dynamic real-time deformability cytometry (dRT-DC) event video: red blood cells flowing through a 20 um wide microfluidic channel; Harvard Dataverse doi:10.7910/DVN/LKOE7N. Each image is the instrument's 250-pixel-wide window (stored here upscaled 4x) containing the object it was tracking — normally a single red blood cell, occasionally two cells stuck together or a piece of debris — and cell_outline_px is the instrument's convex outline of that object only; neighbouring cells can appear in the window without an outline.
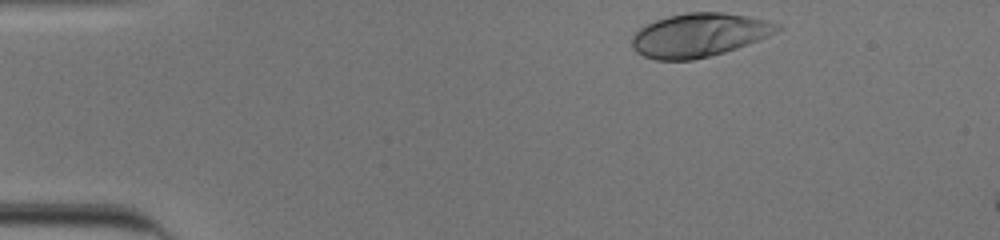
{"species": "human", "species_latin": "Homo sapiens", "temperature_condition": "cold", "stored_images_in_passage": 9, "camera_frame_rate_fps": 3000, "um_per_image_px": 0.085, "donor": {"sex": "male"}, "frame": {"image": 1, "passage_image": 1, "time_ms": 0.0, "image_size_px": [1000, 240], "cell_outline_px": [[784, 28], [760, 40], [724, 52], [692, 60], [656, 60], [644, 56], [636, 52], [632, 48], [632, 36], [644, 24], [668, 16], [688, 12], [724, 12], [748, 16], [784, 24]], "centroid_in_image_um": [59.45, 2.97], "position_along_channel_um": 25.5, "area_um2": 37.17}}